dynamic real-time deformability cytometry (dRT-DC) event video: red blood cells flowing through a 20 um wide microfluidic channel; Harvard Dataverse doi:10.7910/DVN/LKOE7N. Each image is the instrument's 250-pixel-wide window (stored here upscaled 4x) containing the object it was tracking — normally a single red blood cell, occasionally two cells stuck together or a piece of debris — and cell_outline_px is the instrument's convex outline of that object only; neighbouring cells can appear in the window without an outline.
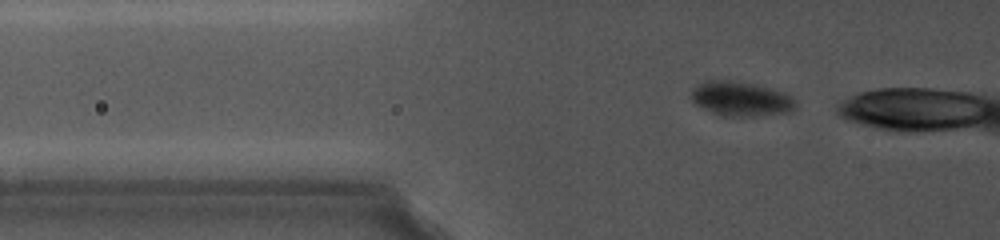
{"species": "common noctule bat (a hibernating species)", "species_latin": "Nyctalus noctula", "temperature_condition": "cold", "stored_images_in_passage": 55, "camera_frame_rate_fps": 5000, "um_per_image_px": 0.085, "animal": {"sex": "female", "body_mass_g": 19.0, "forearm_length_mm": 56.7}, "frame": {"image": 1, "passage_image": 2, "time_ms": 0.2, "image_size_px": [1000, 240], "cell_outline_px": [[796, 108], [792, 112], [752, 116], [720, 116], [700, 108], [692, 100], [692, 88], [704, 80], [732, 80], [756, 84], [784, 92], [792, 96], [796, 100]], "centroid_in_image_um": [62.98, 8.4], "position_along_channel_um": 62.8, "area_um2": 21.39}}
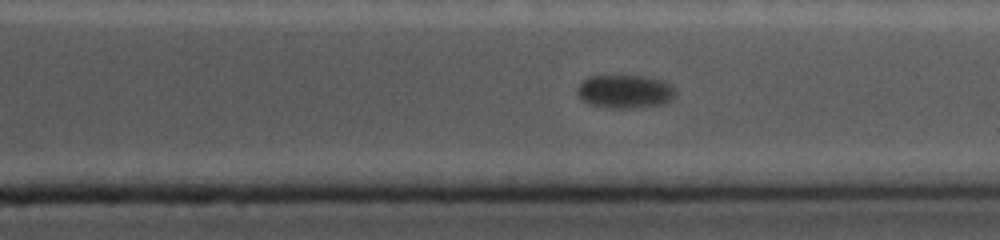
{"frame": {"image": 2, "passage_image": 46, "time_ms": 9.0, "image_size_px": [1000, 240], "cell_outline_px": [[676, 96], [672, 100], [664, 104], [632, 108], [612, 108], [588, 104], [576, 92], [576, 88], [588, 76], [648, 76], [668, 80], [676, 88]], "centroid_in_image_um": [53.21, 7.77], "position_along_channel_um": 358.2, "area_um2": 19.54}}
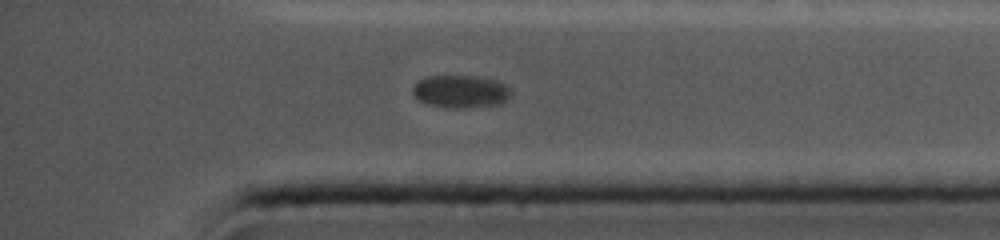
{"frame": {"image": 3, "passage_image": 51, "time_ms": 10.0, "image_size_px": [1000, 240], "cell_outline_px": [[512, 96], [508, 100], [500, 104], [464, 108], [448, 108], [428, 104], [412, 96], [412, 88], [420, 80], [428, 76], [480, 76], [496, 80], [512, 88]], "centroid_in_image_um": [39.2, 7.78], "position_along_channel_um": 396.0, "area_um2": 19.02}}